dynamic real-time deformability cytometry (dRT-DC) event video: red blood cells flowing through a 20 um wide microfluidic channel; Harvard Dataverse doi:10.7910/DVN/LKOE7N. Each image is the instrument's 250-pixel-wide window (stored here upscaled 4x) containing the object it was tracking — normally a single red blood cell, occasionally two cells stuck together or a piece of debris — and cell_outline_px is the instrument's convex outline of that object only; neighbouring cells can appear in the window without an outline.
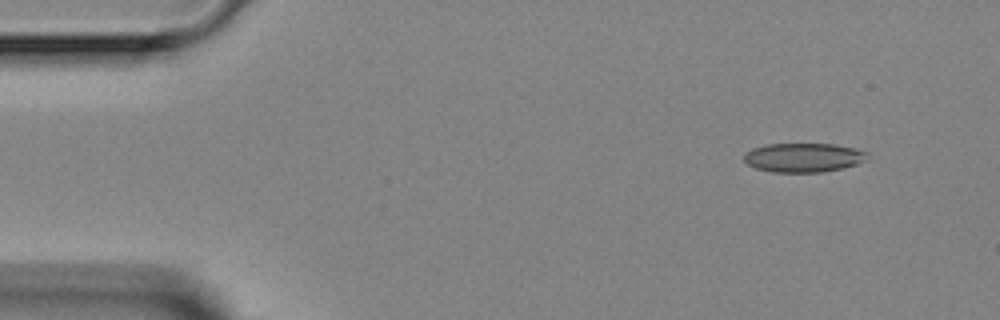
{"species": "Egyptian fruit bat (a non-hibernating species)", "species_latin": "Rousettus aegyptiacus", "temperature_condition": "room temperature", "stored_images_in_passage": 3, "camera_frame_rate_fps": 3000, "um_per_image_px": 0.085, "animal": {"sex": "female"}, "frame": {"image": 1, "passage_image": 1, "time_ms": 0.0, "image_size_px": [1000, 320], "cell_outline_px": [[868, 160], [844, 168], [820, 172], [772, 172], [756, 168], [748, 164], [744, 160], [744, 152], [752, 148], [768, 144], [832, 144], [856, 148], [868, 152]], "centroid_in_image_um": [68.31, 13.39], "position_along_channel_um": 16.7, "area_um2": 21.04}}